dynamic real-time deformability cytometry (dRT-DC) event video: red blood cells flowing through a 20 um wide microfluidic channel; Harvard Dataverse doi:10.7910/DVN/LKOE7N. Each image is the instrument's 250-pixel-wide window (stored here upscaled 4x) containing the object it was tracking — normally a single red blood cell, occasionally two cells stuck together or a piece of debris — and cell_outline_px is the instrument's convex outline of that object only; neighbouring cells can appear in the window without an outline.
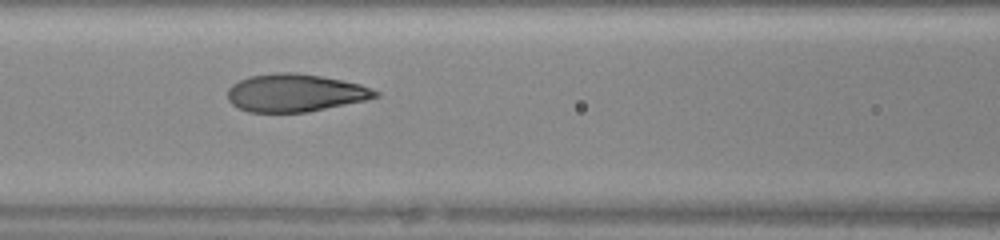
{"species": "human", "species_latin": "Homo sapiens", "temperature_condition": "warm", "stored_images_in_passage": 47, "camera_frame_rate_fps": 3000, "um_per_image_px": 0.085, "donor": {"sex": "female"}, "frame": {"image": 1, "passage_image": 21, "time_ms": 6.667, "image_size_px": [1000, 240], "cell_outline_px": [[380, 96], [364, 100], [308, 112], [248, 112], [232, 104], [228, 100], [228, 88], [232, 84], [248, 76], [276, 72], [296, 72], [320, 76], [360, 84], [380, 92]], "centroid_in_image_um": [25.06, 7.89], "position_along_channel_um": 141.5, "area_um2": 32.43}}